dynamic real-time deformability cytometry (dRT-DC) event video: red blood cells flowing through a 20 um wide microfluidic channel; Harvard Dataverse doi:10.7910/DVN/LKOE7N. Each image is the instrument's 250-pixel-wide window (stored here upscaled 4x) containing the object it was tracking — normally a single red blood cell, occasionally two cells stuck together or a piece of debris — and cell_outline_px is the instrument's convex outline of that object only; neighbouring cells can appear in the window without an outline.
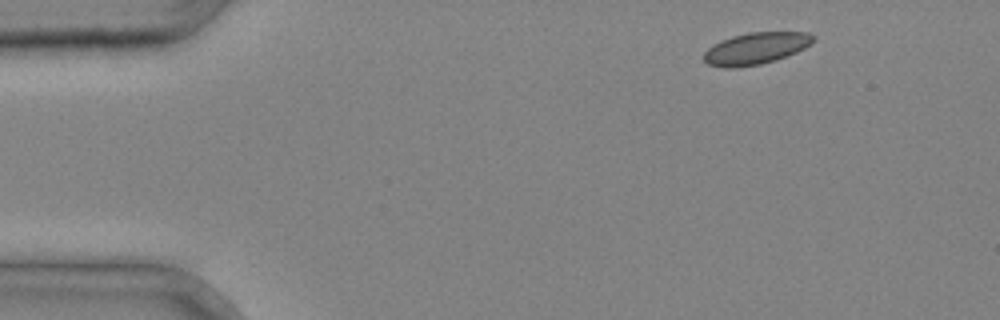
{"species": "common noctule bat (a hibernating species)", "species_latin": "Nyctalus noctula", "temperature_condition": "cold", "stored_images_in_passage": 3, "camera_frame_rate_fps": 3000, "um_per_image_px": 0.085, "animal": {"sex": "male", "body_mass_g": 20.4}, "frame": {"image": 1, "passage_image": 1, "time_ms": 0.0, "image_size_px": [1000, 320], "cell_outline_px": [[816, 40], [812, 44], [796, 52], [776, 60], [760, 64], [736, 68], [724, 68], [708, 64], [704, 60], [704, 52], [712, 44], [720, 40], [732, 36], [748, 32], [808, 32], [816, 36]], "centroid_in_image_um": [64.26, 4.11], "position_along_channel_um": 20.7, "area_um2": 20.52}}